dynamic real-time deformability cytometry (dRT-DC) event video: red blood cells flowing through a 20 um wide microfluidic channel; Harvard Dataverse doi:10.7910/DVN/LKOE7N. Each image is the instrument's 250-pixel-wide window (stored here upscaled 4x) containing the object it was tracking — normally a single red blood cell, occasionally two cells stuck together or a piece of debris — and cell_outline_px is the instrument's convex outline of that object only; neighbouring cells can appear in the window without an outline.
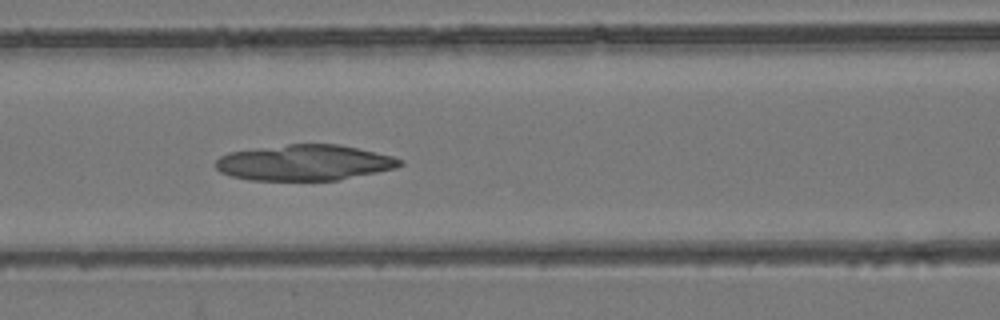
{"species": "common noctule bat (a hibernating species)", "species_latin": "Nyctalus noctula", "temperature_condition": "room temperature", "stored_images_in_passage": 6, "camera_frame_rate_fps": 3000, "um_per_image_px": 0.085, "animal": {"sex": "female", "body_mass_g": 24.6, "forearm_length_mm": 56.2}, "frame": {"image": 1, "passage_image": 6, "time_ms": 6.0, "image_size_px": [1000, 320], "cell_outline_px": [[404, 164], [396, 168], [336, 180], [248, 180], [232, 176], [220, 172], [216, 168], [216, 160], [220, 156], [228, 152], [288, 144], [340, 144], [392, 156], [404, 160]], "centroid_in_image_um": [25.87, 13.82], "position_along_channel_um": 140.7, "area_um2": 38.26}}